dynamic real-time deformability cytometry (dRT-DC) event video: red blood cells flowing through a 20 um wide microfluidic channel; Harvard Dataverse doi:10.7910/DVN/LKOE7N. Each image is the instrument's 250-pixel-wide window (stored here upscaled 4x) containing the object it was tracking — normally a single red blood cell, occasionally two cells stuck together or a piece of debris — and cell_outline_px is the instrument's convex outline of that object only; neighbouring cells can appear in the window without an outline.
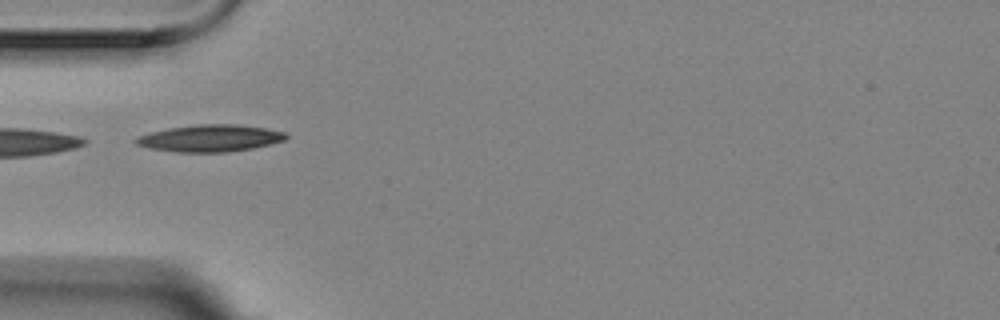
{"species": "Egyptian fruit bat (a non-hibernating species)", "species_latin": "Rousettus aegyptiacus", "temperature_condition": "room temperature", "stored_images_in_passage": 6, "camera_frame_rate_fps": 3000, "um_per_image_px": 0.085, "animal": {"sex": "female"}, "frame": {"image": 1, "passage_image": 1, "time_ms": 0.0, "image_size_px": [1000, 320], "cell_outline_px": [[288, 136], [284, 140], [272, 144], [252, 148], [228, 152], [176, 152], [148, 148], [136, 144], [132, 140], [136, 136], [148, 132], [168, 128], [196, 124], [236, 124], [264, 128], [284, 132]], "centroid_in_image_um": [17.79, 11.75], "position_along_channel_um": 67.2, "area_um2": 23.76}}
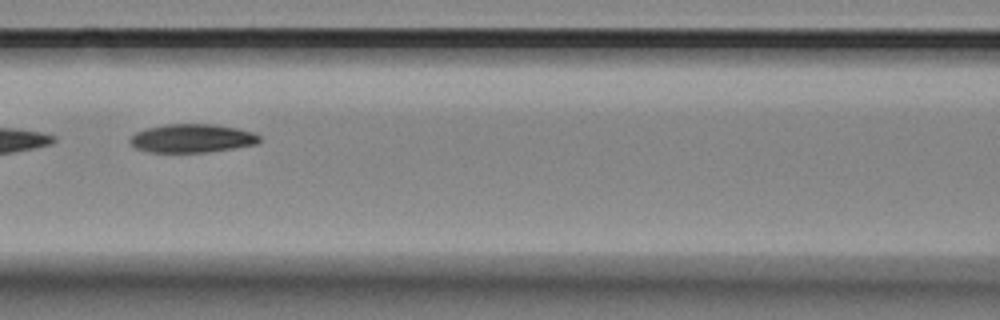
{"frame": {"image": 2, "passage_image": 3, "time_ms": 0.667, "image_size_px": [1000, 320], "cell_outline_px": [[260, 140], [256, 144], [208, 152], [148, 152], [136, 148], [128, 144], [128, 140], [136, 132], [144, 128], [164, 124], [216, 124], [236, 128], [252, 132], [260, 136]], "centroid_in_image_um": [16.26, 11.75], "position_along_channel_um": 150.3, "area_um2": 21.62}}
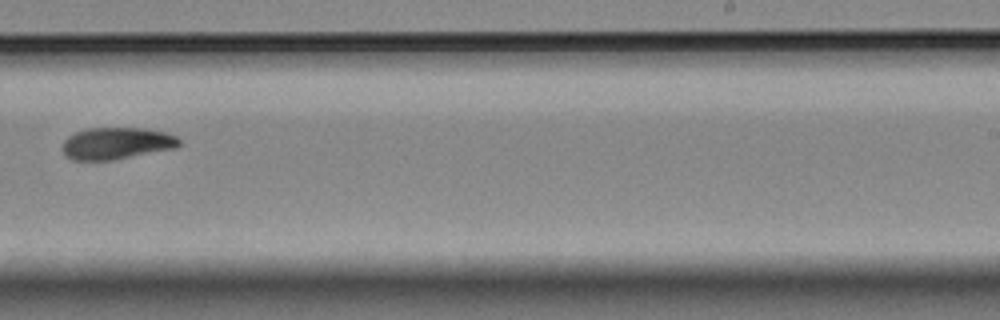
{"frame": {"image": 3, "passage_image": 6, "time_ms": 1.667, "image_size_px": [1000, 320], "cell_outline_px": [[180, 144], [176, 148], [112, 160], [72, 160], [64, 156], [64, 140], [68, 136], [76, 132], [88, 128], [144, 128], [164, 132], [176, 136], [180, 140]], "centroid_in_image_um": [9.91, 12.18], "position_along_channel_um": 279.1, "area_um2": 21.62}}